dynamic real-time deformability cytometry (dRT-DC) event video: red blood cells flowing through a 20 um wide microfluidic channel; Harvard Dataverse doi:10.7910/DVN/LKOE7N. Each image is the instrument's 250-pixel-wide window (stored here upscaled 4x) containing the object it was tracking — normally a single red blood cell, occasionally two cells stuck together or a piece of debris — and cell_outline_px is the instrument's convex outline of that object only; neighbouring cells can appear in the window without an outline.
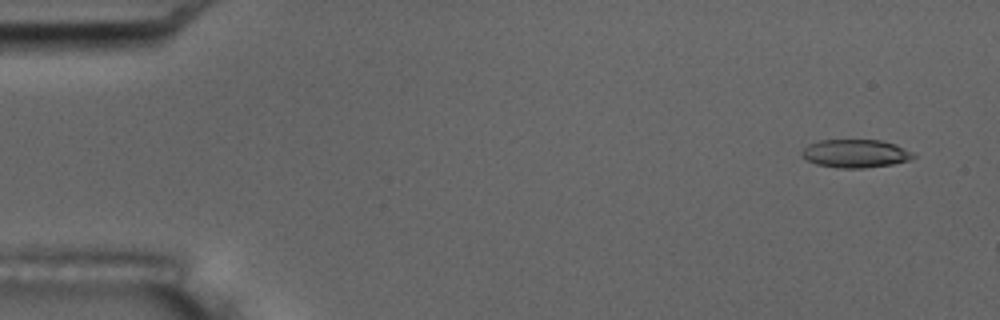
{"species": "common noctule bat (a hibernating species)", "species_latin": "Nyctalus noctula", "temperature_condition": "room temperature", "stored_images_in_passage": 2, "camera_frame_rate_fps": 3000, "um_per_image_px": 0.085, "animal": {"sex": "male", "body_mass_g": 17.5, "forearm_length_mm": 52.3}, "frame": {"image": 1, "passage_image": 1, "time_ms": 0.0, "image_size_px": [1000, 320], "cell_outline_px": [[916, 156], [912, 160], [892, 164], [864, 168], [836, 168], [816, 164], [808, 160], [800, 152], [808, 144], [820, 140], [880, 140], [896, 144], [916, 152]], "centroid_in_image_um": [72.78, 13.05], "position_along_channel_um": 12.2, "area_um2": 18.55}}